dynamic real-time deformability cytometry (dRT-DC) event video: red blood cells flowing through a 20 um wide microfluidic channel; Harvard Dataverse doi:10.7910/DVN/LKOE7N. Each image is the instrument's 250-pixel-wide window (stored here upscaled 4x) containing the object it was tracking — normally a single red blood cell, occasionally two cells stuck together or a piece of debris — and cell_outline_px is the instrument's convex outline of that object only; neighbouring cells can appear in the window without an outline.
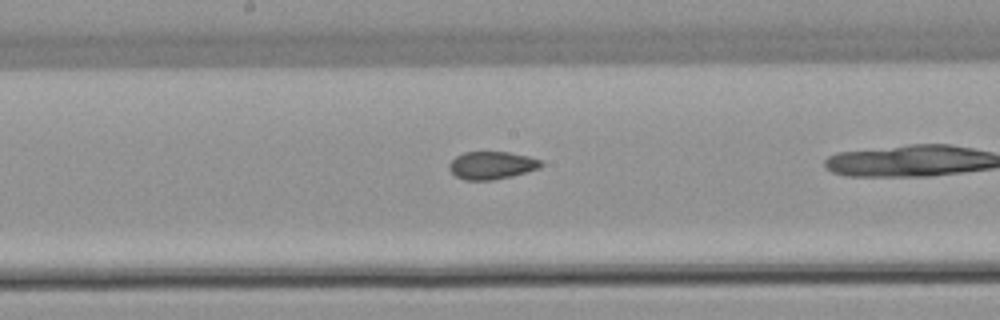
{"species": "common noctule bat (a hibernating species)", "species_latin": "Nyctalus noctula", "temperature_condition": "warm", "stored_images_in_passage": 32, "camera_frame_rate_fps": 3000, "um_per_image_px": 0.085, "animal": {"sex": "female", "body_mass_g": 22.7, "forearm_length_mm": 54.2}, "frame": {"image": 1, "passage_image": 19, "time_ms": 6.0, "image_size_px": [1000, 320], "cell_outline_px": [[544, 164], [540, 168], [512, 176], [492, 180], [464, 180], [456, 176], [448, 168], [448, 164], [456, 156], [464, 152], [508, 152], [528, 156], [540, 160]], "centroid_in_image_um": [41.79, 14.05], "position_along_channel_um": 206.4, "area_um2": 14.85}}